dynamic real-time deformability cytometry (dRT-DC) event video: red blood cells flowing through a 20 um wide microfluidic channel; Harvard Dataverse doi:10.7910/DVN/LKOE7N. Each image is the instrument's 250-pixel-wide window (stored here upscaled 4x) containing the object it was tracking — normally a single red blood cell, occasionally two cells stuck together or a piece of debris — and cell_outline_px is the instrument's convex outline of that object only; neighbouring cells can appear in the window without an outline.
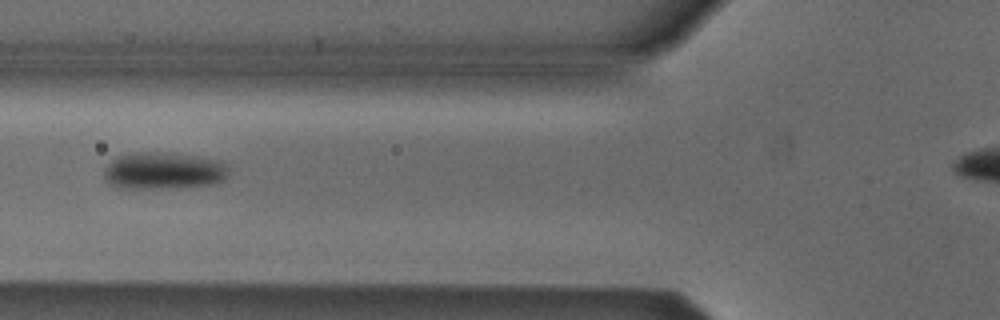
{"species": "Egyptian fruit bat (a non-hibernating species)", "species_latin": "Rousettus aegyptiacus", "temperature_condition": "cold", "stored_images_in_passage": 3, "camera_frame_rate_fps": 3000, "um_per_image_px": 0.085, "animal": {"sex": "male"}, "frame": {"image": 1, "passage_image": 3, "time_ms": 2.333, "image_size_px": [1000, 320], "cell_outline_px": [[228, 176], [224, 180], [216, 184], [176, 188], [116, 188], [108, 184], [104, 176], [104, 168], [116, 156], [136, 152], [156, 152], [196, 156], [216, 160], [228, 164]], "centroid_in_image_um": [13.89, 14.53], "position_along_channel_um": 111.9, "area_um2": 27.22}}